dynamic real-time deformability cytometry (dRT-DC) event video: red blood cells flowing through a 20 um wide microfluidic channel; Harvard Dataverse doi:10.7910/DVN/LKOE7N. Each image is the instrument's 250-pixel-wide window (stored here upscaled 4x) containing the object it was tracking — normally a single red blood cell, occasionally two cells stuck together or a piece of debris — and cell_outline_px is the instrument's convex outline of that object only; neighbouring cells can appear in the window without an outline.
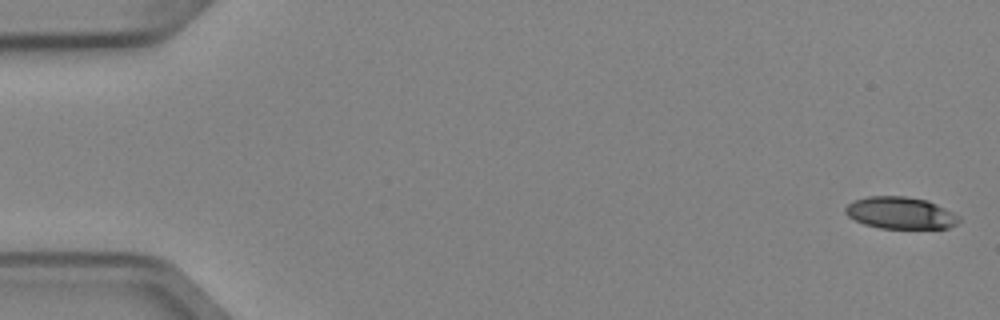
{"species": "Egyptian fruit bat (a non-hibernating species)", "species_latin": "Rousettus aegyptiacus", "temperature_condition": "cold", "stored_images_in_passage": 4, "camera_frame_rate_fps": 3000, "um_per_image_px": 0.085, "animal": {"sex": "female"}, "frame": {"image": 1, "passage_image": 1, "time_ms": 0.0, "image_size_px": [1000, 320], "cell_outline_px": [[960, 220], [956, 224], [948, 228], [880, 228], [864, 224], [848, 216], [844, 212], [844, 208], [852, 200], [868, 196], [904, 196], [928, 200], [960, 216]], "centroid_in_image_um": [76.51, 18.09], "position_along_channel_um": 8.5, "area_um2": 21.15}}
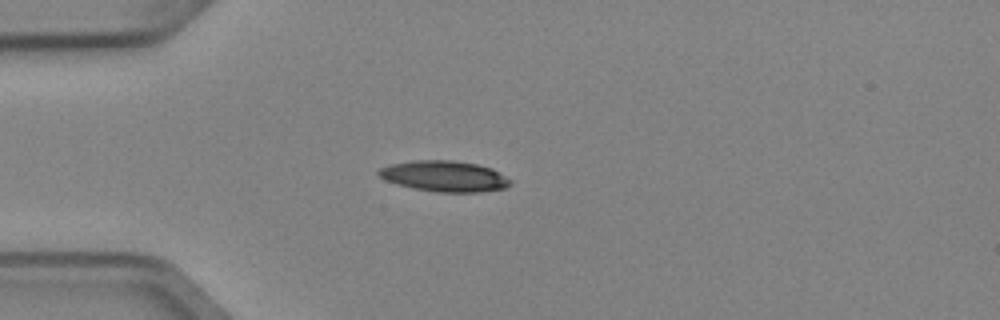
{"frame": {"image": 2, "passage_image": 4, "time_ms": 1.0, "image_size_px": [1000, 320], "cell_outline_px": [[512, 184], [504, 188], [480, 192], [436, 192], [412, 188], [396, 184], [384, 180], [376, 172], [380, 168], [392, 164], [412, 160], [452, 160], [476, 164], [492, 168], [512, 180]], "centroid_in_image_um": [37.77, 14.98], "position_along_channel_um": 47.2, "area_um2": 23.76}}